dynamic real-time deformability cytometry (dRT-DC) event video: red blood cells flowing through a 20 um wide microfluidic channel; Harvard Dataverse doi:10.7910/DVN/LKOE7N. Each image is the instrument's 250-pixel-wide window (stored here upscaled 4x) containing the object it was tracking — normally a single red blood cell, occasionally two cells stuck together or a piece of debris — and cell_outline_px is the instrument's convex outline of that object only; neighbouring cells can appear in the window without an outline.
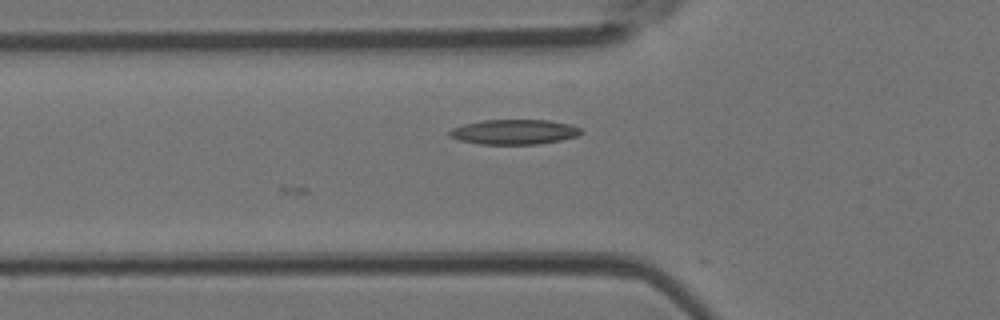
{"species": "Egyptian fruit bat (a non-hibernating species)", "species_latin": "Rousettus aegyptiacus", "temperature_condition": "room temperature", "stored_images_in_passage": 7, "camera_frame_rate_fps": 3000, "um_per_image_px": 0.085, "animal": {"sex": "female"}, "frame": {"image": 1, "passage_image": 7, "time_ms": 2.0, "image_size_px": [1000, 320], "cell_outline_px": [[584, 132], [576, 136], [560, 140], [540, 144], [480, 144], [460, 140], [448, 136], [448, 132], [452, 128], [464, 124], [484, 120], [548, 120], [568, 124], [580, 128]], "centroid_in_image_um": [43.69, 11.21], "position_along_channel_um": 82.1, "area_um2": 19.02}}